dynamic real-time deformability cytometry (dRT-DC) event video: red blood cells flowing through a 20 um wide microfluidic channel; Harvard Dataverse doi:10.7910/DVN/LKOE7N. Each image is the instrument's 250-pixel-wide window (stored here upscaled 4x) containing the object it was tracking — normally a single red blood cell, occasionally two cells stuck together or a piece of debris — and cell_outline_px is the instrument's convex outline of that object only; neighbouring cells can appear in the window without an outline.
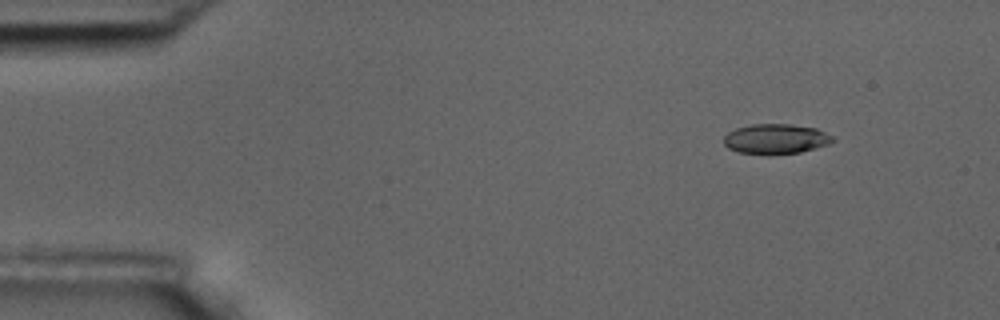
{"species": "common noctule bat (a hibernating species)", "species_latin": "Nyctalus noctula", "temperature_condition": "room temperature", "stored_images_in_passage": 4, "camera_frame_rate_fps": 3000, "um_per_image_px": 0.085, "animal": {"sex": "male", "body_mass_g": 17.5, "forearm_length_mm": 52.3}, "frame": {"image": 1, "passage_image": 2, "time_ms": 1.333, "image_size_px": [1000, 320], "cell_outline_px": [[836, 140], [828, 144], [816, 148], [800, 152], [768, 156], [736, 152], [728, 148], [724, 144], [724, 136], [728, 132], [736, 128], [752, 124], [792, 124], [816, 128], [832, 136]], "centroid_in_image_um": [65.92, 11.83], "position_along_channel_um": 19.1, "area_um2": 19.42}}